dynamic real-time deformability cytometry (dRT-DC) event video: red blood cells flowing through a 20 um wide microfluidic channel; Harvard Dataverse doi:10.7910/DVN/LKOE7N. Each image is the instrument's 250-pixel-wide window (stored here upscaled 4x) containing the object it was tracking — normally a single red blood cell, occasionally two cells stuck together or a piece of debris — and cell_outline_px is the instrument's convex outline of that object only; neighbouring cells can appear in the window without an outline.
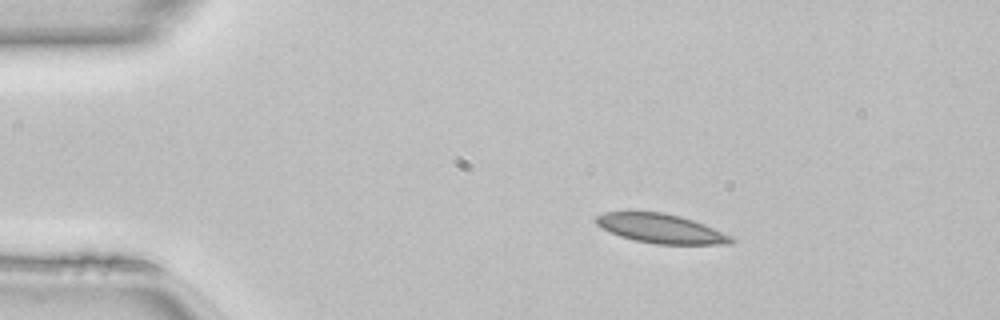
{"species": "common noctule bat (a hibernating species)", "species_latin": "Nyctalus noctula", "temperature_condition": "room temperature", "stored_images_in_passage": 49, "camera_frame_rate_fps": 3000, "um_per_image_px": 0.085, "animal": {"sex": "female", "body_mass_g": 22.7, "forearm_length_mm": 54.2}, "frame": {"image": 1, "passage_image": 8, "time_ms": 2.333, "image_size_px": [1000, 320], "cell_outline_px": [[736, 240], [732, 244], [656, 244], [636, 240], [620, 236], [596, 224], [596, 216], [604, 212], [660, 212], [680, 216], [704, 224], [732, 236]], "centroid_in_image_um": [56.22, 19.43], "position_along_channel_um": 28.8, "area_um2": 22.72}}
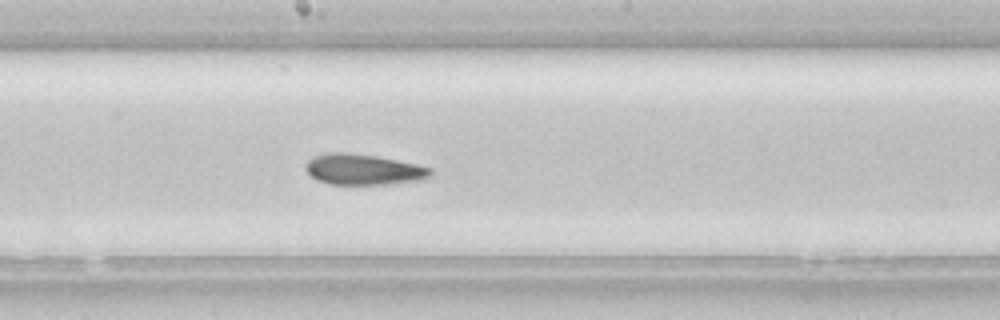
{"frame": {"image": 2, "passage_image": 26, "time_ms": 8.333, "image_size_px": [1000, 320], "cell_outline_px": [[432, 176], [424, 180], [384, 184], [328, 184], [316, 180], [304, 168], [304, 164], [312, 156], [328, 152], [344, 152], [376, 156], [416, 164], [432, 168]], "centroid_in_image_um": [30.87, 14.4], "position_along_channel_um": 217.3, "area_um2": 22.54}}
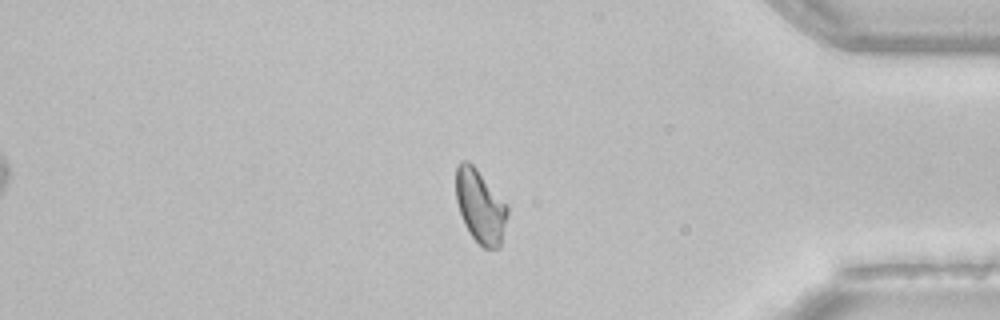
{"frame": {"image": 3, "passage_image": 41, "time_ms": 13.333, "image_size_px": [1000, 320], "cell_outline_px": [[508, 216], [500, 248], [484, 248], [468, 232], [464, 224], [456, 200], [456, 164], [460, 160], [468, 160], [476, 168], [508, 204]], "centroid_in_image_um": [40.83, 17.52], "position_along_channel_um": 394.4, "area_um2": 22.25}, "authors_computed_cell_mechanics": {"area_um2": 23.0044, "velocity_mm_per_s": 4.133, "shape_relaxation_time_tau1_ms": 8.4815, "shape_relaxation_time_tau2_ms": 2.7253, "deformation_change_tau1": 0.1518, "deformation_change_tau2": 0.0822}}